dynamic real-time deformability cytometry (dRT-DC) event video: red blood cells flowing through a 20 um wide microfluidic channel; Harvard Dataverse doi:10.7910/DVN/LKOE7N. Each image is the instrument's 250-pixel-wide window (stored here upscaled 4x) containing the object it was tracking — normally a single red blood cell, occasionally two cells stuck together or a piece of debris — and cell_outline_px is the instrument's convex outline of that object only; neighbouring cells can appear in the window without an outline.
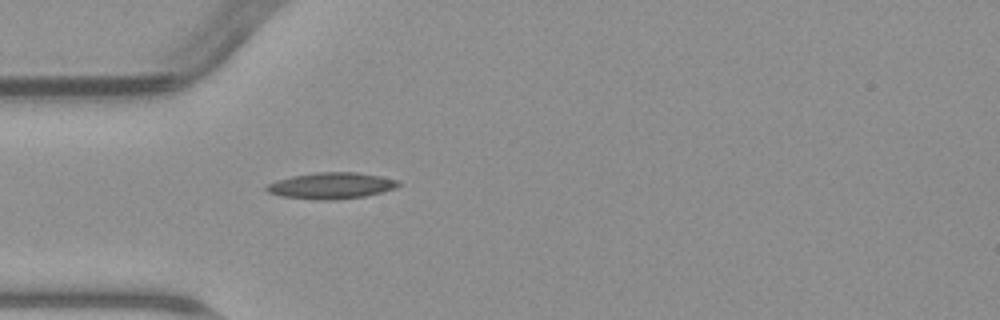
{"species": "common noctule bat (a hibernating species)", "species_latin": "Nyctalus noctula", "temperature_condition": "warm", "stored_images_in_passage": 5, "camera_frame_rate_fps": 3000, "um_per_image_px": 0.085, "animal": {"sex": "male", "body_mass_g": 23.1, "forearm_length_mm": 52.7}, "frame": {"image": 1, "passage_image": 5, "time_ms": 4.667, "image_size_px": [1000, 320], "cell_outline_px": [[400, 184], [396, 188], [364, 196], [336, 200], [316, 200], [280, 196], [268, 192], [264, 188], [268, 184], [276, 180], [292, 176], [316, 172], [356, 172], [380, 176], [396, 180]], "centroid_in_image_um": [28.11, 15.78], "position_along_channel_um": 56.9, "area_um2": 20.17}}